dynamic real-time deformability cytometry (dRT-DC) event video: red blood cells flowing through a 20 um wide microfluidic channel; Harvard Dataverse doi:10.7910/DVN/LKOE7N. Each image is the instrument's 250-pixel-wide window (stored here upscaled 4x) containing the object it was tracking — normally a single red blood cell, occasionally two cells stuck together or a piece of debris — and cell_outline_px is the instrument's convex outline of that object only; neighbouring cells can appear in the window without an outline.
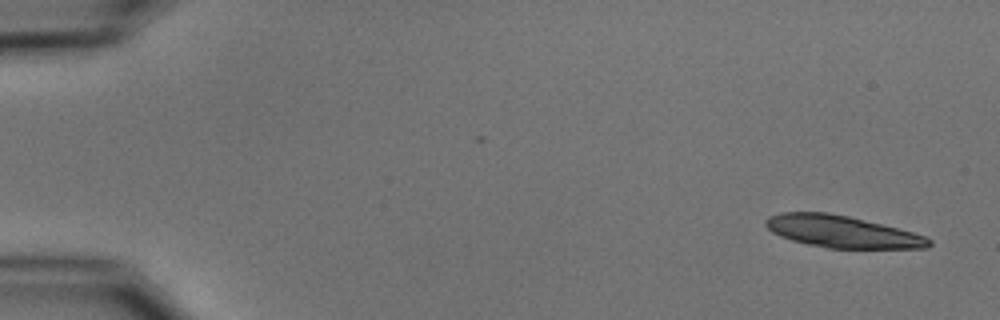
{"species": "common noctule bat (a hibernating species)", "species_latin": "Nyctalus noctula", "temperature_condition": "cold", "stored_images_in_passage": 5, "camera_frame_rate_fps": 3000, "um_per_image_px": 0.085, "animal": {"sex": "male", "body_mass_g": 15.6}, "frame": {"image": 1, "passage_image": 1, "time_ms": 0.0, "image_size_px": [1000, 320], "cell_outline_px": [[932, 244], [928, 248], [828, 248], [808, 244], [792, 240], [780, 236], [772, 232], [764, 224], [764, 220], [768, 216], [780, 212], [828, 212], [848, 216], [912, 232], [924, 236], [932, 240]], "centroid_in_image_um": [71.52, 19.68], "position_along_channel_um": 13.5, "area_um2": 30.23}}